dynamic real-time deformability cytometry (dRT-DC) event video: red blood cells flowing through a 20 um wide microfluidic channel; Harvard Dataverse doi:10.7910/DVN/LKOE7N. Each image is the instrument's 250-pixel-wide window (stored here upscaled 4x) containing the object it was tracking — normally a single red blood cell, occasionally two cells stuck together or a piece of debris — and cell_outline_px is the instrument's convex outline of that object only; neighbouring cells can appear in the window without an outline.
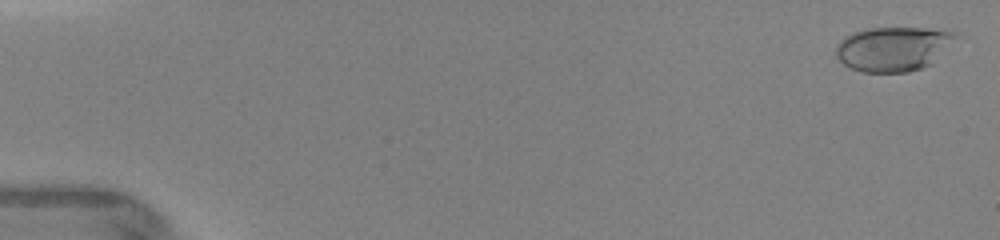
{"species": "human", "species_latin": "Homo sapiens", "temperature_condition": "warm", "stored_images_in_passage": 30, "camera_frame_rate_fps": 3000, "um_per_image_px": 0.085, "donor": {"sex": "female"}, "frame": {"image": 1, "passage_image": 1, "time_ms": 0.0, "image_size_px": [1000, 240], "cell_outline_px": [[960, 36], [932, 64], [924, 68], [908, 72], [860, 72], [844, 64], [836, 56], [836, 44], [844, 36], [852, 32], [868, 28], [924, 28], [956, 32]], "centroid_in_image_um": [75.94, 4.15], "position_along_channel_um": 9.1, "area_um2": 31.33}}
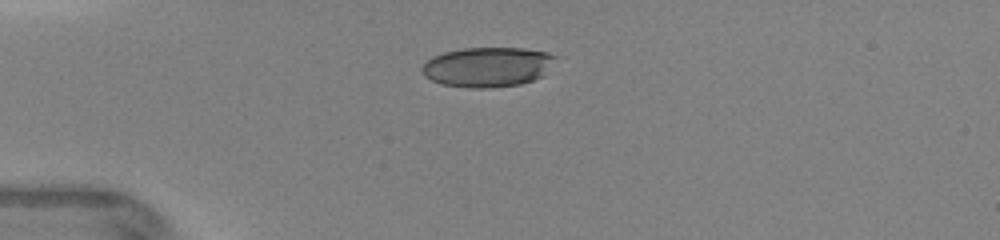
{"frame": {"image": 2, "passage_image": 13, "time_ms": 3.667, "image_size_px": [1000, 240], "cell_outline_px": [[556, 56], [544, 76], [520, 84], [488, 88], [468, 88], [440, 84], [424, 76], [420, 68], [432, 56], [444, 52], [464, 48], [524, 48], [548, 52]], "centroid_in_image_um": [41.42, 5.69], "position_along_channel_um": 43.6, "area_um2": 31.04}}